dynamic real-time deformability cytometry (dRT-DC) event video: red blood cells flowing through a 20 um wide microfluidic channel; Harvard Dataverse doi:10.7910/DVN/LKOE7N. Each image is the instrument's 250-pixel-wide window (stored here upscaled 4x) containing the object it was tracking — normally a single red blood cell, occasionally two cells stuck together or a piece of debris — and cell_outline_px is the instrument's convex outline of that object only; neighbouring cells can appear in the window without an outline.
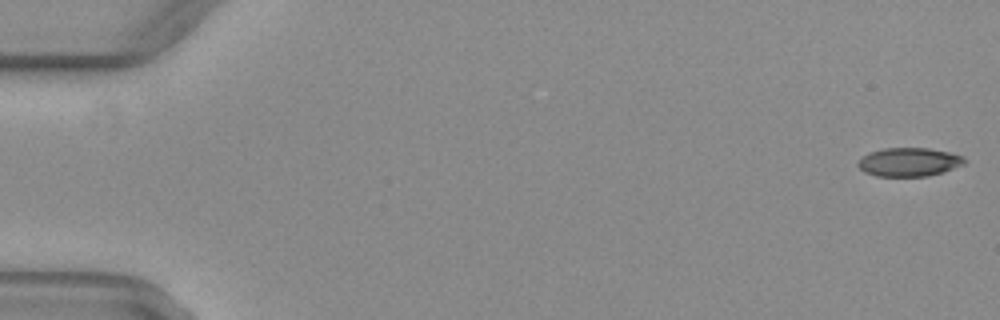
{"species": "common noctule bat (a hibernating species)", "species_latin": "Nyctalus noctula", "temperature_condition": "warm", "stored_images_in_passage": 51, "camera_frame_rate_fps": 3000, "um_per_image_px": 0.085, "animal": {"sex": "female", "body_mass_g": 29.2, "forearm_length_mm": 56.3}, "frame": {"image": 1, "passage_image": 1, "time_ms": 0.0, "image_size_px": [1000, 320], "cell_outline_px": [[964, 164], [944, 172], [928, 176], [876, 176], [864, 172], [856, 164], [868, 152], [884, 148], [928, 148], [948, 152], [964, 156]], "centroid_in_image_um": [77.26, 13.77], "position_along_channel_um": 7.7, "area_um2": 17.74}}
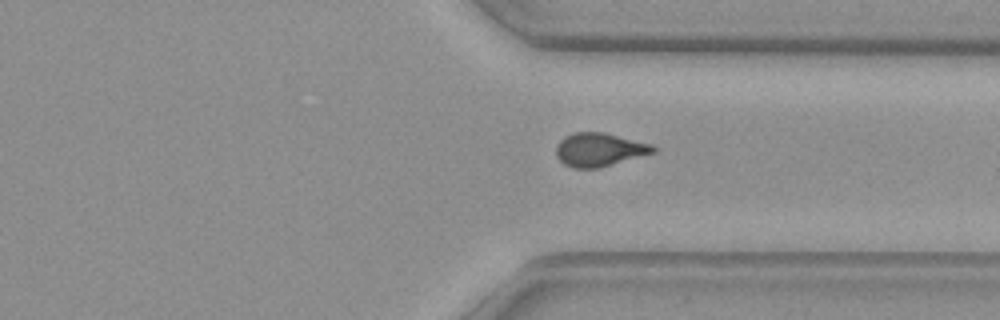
{"frame": {"image": 2, "passage_image": 39, "time_ms": 12.667, "image_size_px": [1000, 320], "cell_outline_px": [[656, 152], [600, 168], [572, 168], [564, 164], [556, 156], [556, 148], [560, 140], [564, 136], [572, 132], [604, 132], [652, 144], [656, 148]], "centroid_in_image_um": [50.94, 12.72], "position_along_channel_um": 360.5, "area_um2": 19.07}}
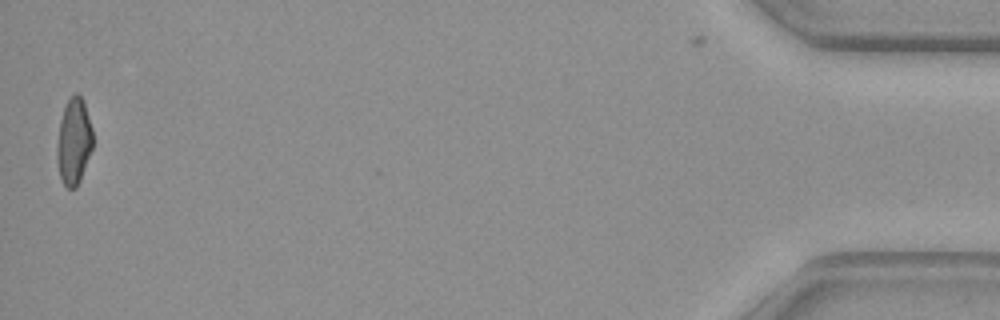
{"frame": {"image": 3, "passage_image": 51, "time_ms": 16.667, "image_size_px": [1000, 320], "cell_outline_px": [[92, 148], [80, 180], [76, 188], [68, 188], [64, 184], [60, 176], [56, 156], [56, 148], [60, 120], [64, 108], [68, 100], [76, 92], [84, 100], [92, 128]], "centroid_in_image_um": [6.27, 12.01], "position_along_channel_um": 428.9, "area_um2": 17.92}, "authors_computed_cell_mechanics": {"area_um2": 18.7272, "velocity_mm_per_s": 4.0808, "shape_relaxation_time_tau1_ms": null, "shape_relaxation_time_tau2_ms": 1.9791, "deformation_change_tau1": null, "deformation_change_tau2": 0.0767}}